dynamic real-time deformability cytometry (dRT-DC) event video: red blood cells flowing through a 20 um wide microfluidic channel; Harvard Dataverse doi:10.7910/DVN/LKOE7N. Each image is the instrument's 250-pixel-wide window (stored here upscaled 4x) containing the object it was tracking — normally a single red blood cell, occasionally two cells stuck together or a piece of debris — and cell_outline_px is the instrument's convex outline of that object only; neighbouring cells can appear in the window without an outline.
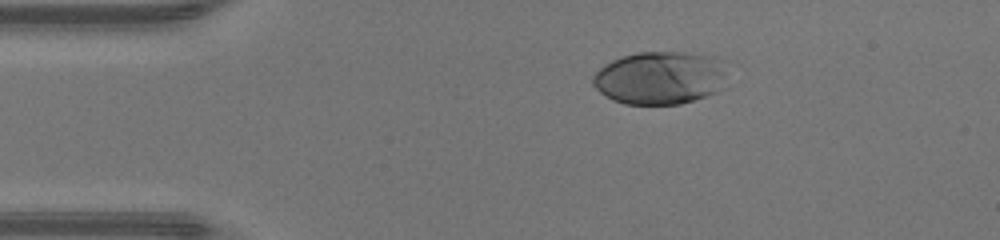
{"species": "human", "species_latin": "Homo sapiens", "temperature_condition": "warm", "stored_images_in_passage": 40, "camera_frame_rate_fps": 3000, "um_per_image_px": 0.085, "donor": {"sex": "male"}, "frame": {"image": 1, "passage_image": 1, "time_ms": 0.0, "image_size_px": [1000, 240], "cell_outline_px": [[728, 64], [716, 92], [680, 104], [624, 104], [612, 100], [600, 92], [592, 84], [592, 76], [604, 64], [620, 56], [636, 52], [684, 52], [716, 56], [728, 60]], "centroid_in_image_um": [56.08, 6.59], "position_along_channel_um": 28.9, "area_um2": 41.79}}
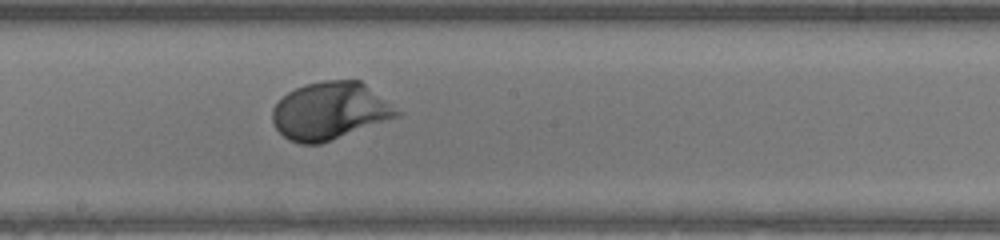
{"frame": {"image": 2, "passage_image": 18, "time_ms": 5.667, "image_size_px": [1000, 240], "cell_outline_px": [[404, 112], [400, 116], [320, 144], [300, 144], [288, 140], [276, 128], [272, 120], [272, 108], [288, 92], [304, 84], [324, 80], [360, 80]], "centroid_in_image_um": [28.07, 9.43], "position_along_channel_um": 220.1, "area_um2": 41.85}}
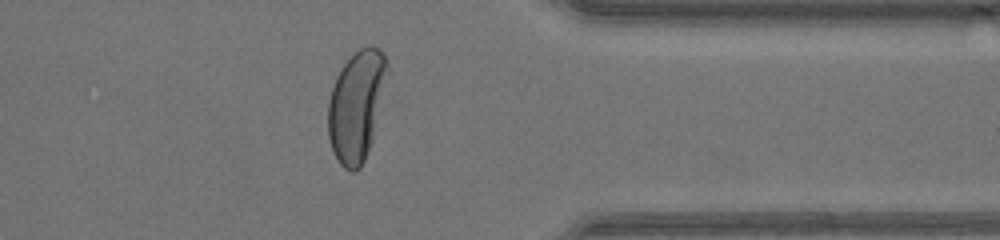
{"frame": {"image": 3, "passage_image": 30, "time_ms": 9.667, "image_size_px": [1000, 240], "cell_outline_px": [[388, 68], [372, 136], [364, 160], [360, 168], [356, 172], [352, 172], [344, 168], [340, 164], [332, 148], [328, 136], [328, 100], [336, 76], [344, 64], [364, 44], [372, 44], [380, 48], [388, 64]], "centroid_in_image_um": [30.27, 8.95], "position_along_channel_um": 381.1, "area_um2": 37.34}, "authors_computed_cell_mechanics": {"area_um2": 41.0669, "velocity_mm_per_s": 4.3135, "shape_relaxation_time_tau1_ms": 1.8861, "shape_relaxation_time_tau2_ms": null, "deformation_change_tau1": 0.1944, "deformation_change_tau2": null}}